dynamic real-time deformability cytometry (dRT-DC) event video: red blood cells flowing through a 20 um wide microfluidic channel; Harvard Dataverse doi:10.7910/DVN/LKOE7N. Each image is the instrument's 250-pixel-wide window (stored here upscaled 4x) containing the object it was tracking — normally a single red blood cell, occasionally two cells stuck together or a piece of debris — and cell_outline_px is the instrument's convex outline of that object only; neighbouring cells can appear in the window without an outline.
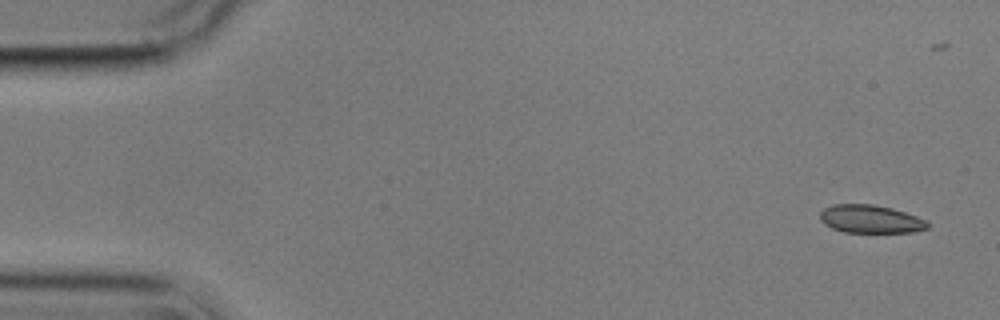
{"species": "common noctule bat (a hibernating species)", "species_latin": "Nyctalus noctula", "temperature_condition": "cold", "stored_images_in_passage": 6, "camera_frame_rate_fps": 3000, "um_per_image_px": 0.085, "animal": {"sex": "male", "body_mass_g": 17.9}, "frame": {"image": 1, "passage_image": 1, "time_ms": 0.0, "image_size_px": [1000, 320], "cell_outline_px": [[928, 228], [912, 232], [844, 232], [832, 228], [824, 224], [820, 220], [820, 212], [824, 208], [832, 204], [872, 204], [892, 208], [928, 220]], "centroid_in_image_um": [73.98, 18.61], "position_along_channel_um": 11.0, "area_um2": 17.63}}
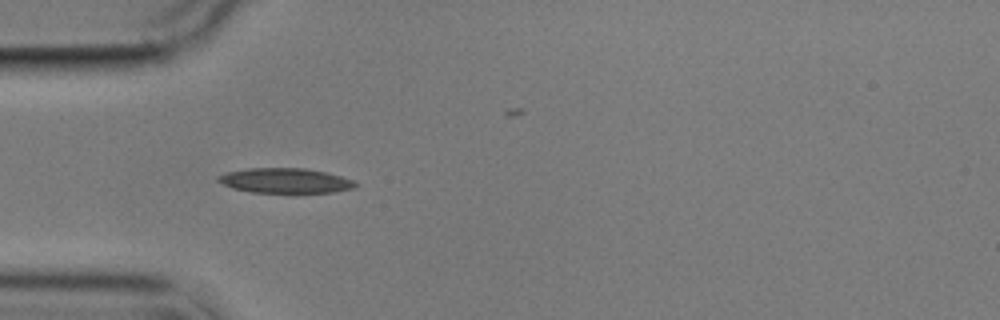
{"frame": {"image": 2, "passage_image": 5, "time_ms": 4.667, "image_size_px": [1000, 320], "cell_outline_px": [[356, 188], [332, 192], [252, 192], [232, 188], [216, 180], [216, 176], [228, 172], [248, 168], [304, 168], [324, 172], [340, 176], [352, 180], [356, 184]], "centroid_in_image_um": [24.21, 15.35], "position_along_channel_um": 60.8, "area_um2": 19.65}}
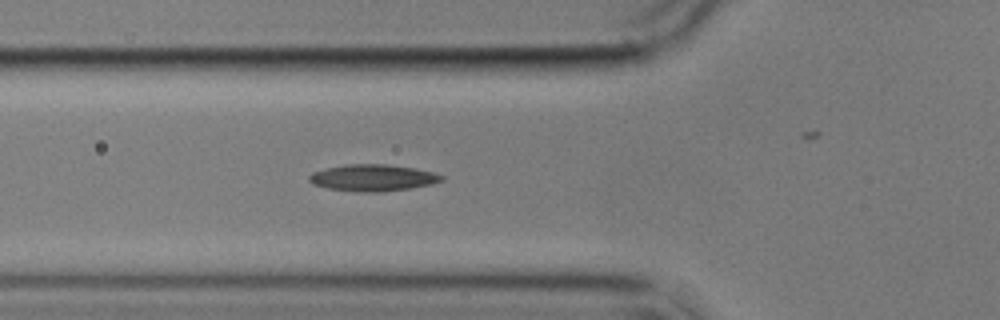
{"frame": {"image": 3, "passage_image": 6, "time_ms": 5.667, "image_size_px": [1000, 320], "cell_outline_px": [[444, 180], [432, 184], [412, 188], [380, 192], [360, 192], [328, 188], [312, 184], [308, 180], [308, 176], [312, 172], [328, 168], [348, 164], [388, 164], [416, 168], [436, 172], [444, 176]], "centroid_in_image_um": [31.74, 15.11], "position_along_channel_um": 94.1, "area_um2": 20.75}}